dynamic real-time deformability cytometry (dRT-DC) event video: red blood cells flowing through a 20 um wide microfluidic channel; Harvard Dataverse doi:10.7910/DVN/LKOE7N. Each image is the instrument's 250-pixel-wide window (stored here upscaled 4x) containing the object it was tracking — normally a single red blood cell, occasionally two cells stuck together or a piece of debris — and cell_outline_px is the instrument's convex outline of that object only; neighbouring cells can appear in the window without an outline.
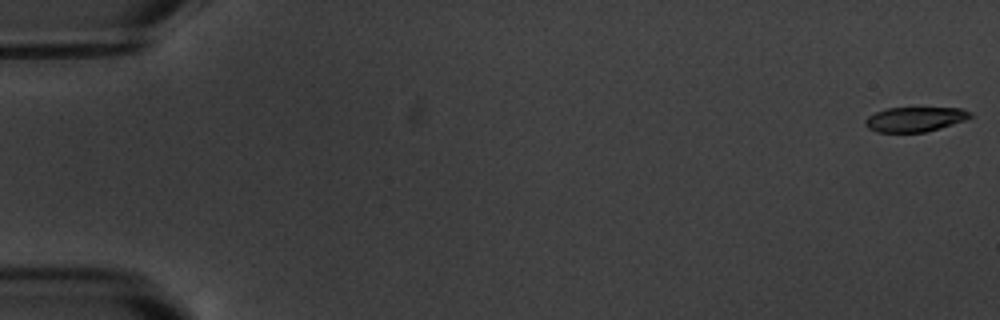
{"species": "common noctule bat (a hibernating species)", "species_latin": "Nyctalus noctula", "temperature_condition": "warm", "stored_images_in_passage": 8, "camera_frame_rate_fps": 3000, "um_per_image_px": 0.085, "animal": {"sex": "male", "body_mass_g": 20.1, "forearm_length_mm": 53.5}, "frame": {"image": 1, "passage_image": 1, "time_ms": 0.0, "image_size_px": [1000, 320], "cell_outline_px": [[972, 116], [964, 120], [940, 128], [924, 132], [876, 132], [868, 128], [864, 124], [864, 120], [868, 116], [876, 112], [888, 108], [960, 108], [972, 112]], "centroid_in_image_um": [77.74, 10.14], "position_along_channel_um": 7.3, "area_um2": 15.03}}
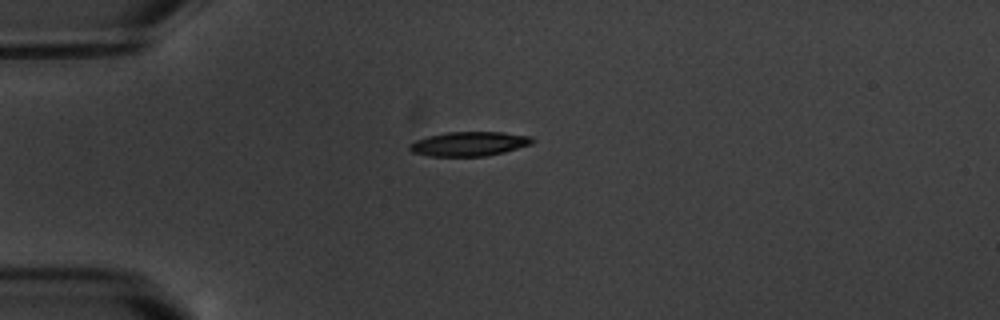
{"frame": {"image": 2, "passage_image": 5, "time_ms": 5.0, "image_size_px": [1000, 320], "cell_outline_px": [[536, 140], [532, 144], [504, 152], [484, 156], [428, 156], [412, 152], [408, 148], [408, 144], [416, 140], [428, 136], [448, 132], [504, 132], [532, 136]], "centroid_in_image_um": [39.89, 12.22], "position_along_channel_um": 45.1, "area_um2": 17.51}}
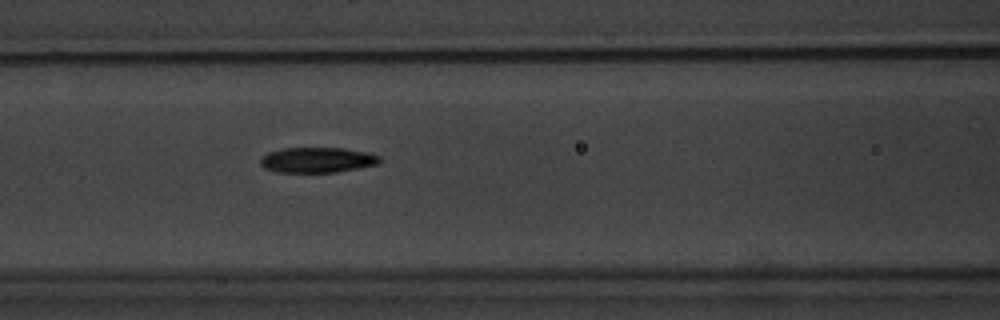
{"frame": {"image": 3, "passage_image": 8, "time_ms": 8.333, "image_size_px": [1000, 320], "cell_outline_px": [[380, 160], [376, 164], [336, 172], [276, 172], [264, 168], [260, 164], [260, 156], [268, 152], [284, 148], [344, 148], [368, 152], [380, 156]], "centroid_in_image_um": [26.91, 13.59], "position_along_channel_um": 139.7, "area_um2": 17.57}}